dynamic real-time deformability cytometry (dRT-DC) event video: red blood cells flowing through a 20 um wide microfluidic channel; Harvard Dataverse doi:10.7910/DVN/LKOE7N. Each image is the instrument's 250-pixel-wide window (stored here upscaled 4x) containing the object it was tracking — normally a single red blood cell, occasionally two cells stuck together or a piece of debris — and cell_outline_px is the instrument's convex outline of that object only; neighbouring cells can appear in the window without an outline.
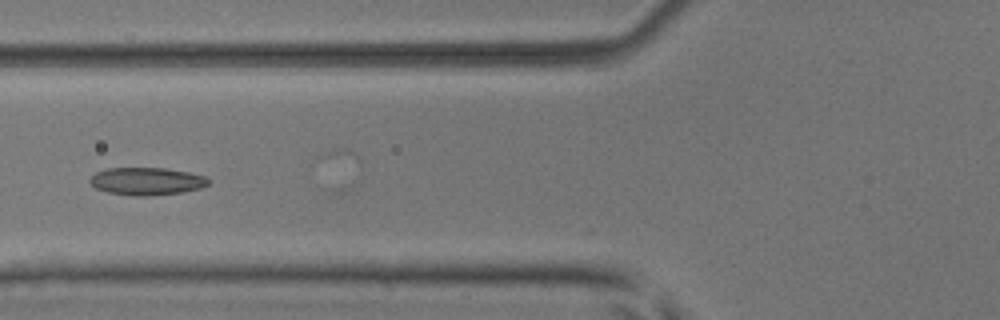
{"species": "common noctule bat (a hibernating species)", "species_latin": "Nyctalus noctula", "temperature_condition": "room temperature", "stored_images_in_passage": 10, "camera_frame_rate_fps": 3000, "um_per_image_px": 0.085, "animal": {"sex": "male", "body_mass_g": 17.9, "forearm_length_mm": 54.2}, "frame": {"image": 1, "passage_image": 6, "time_ms": 1.667, "image_size_px": [1000, 320], "cell_outline_px": [[212, 180], [208, 184], [200, 188], [184, 192], [148, 196], [132, 196], [108, 192], [96, 188], [88, 180], [96, 172], [108, 168], [168, 168], [188, 172], [204, 176]], "centroid_in_image_um": [12.49, 15.41], "position_along_channel_um": 113.3, "area_um2": 19.13}}
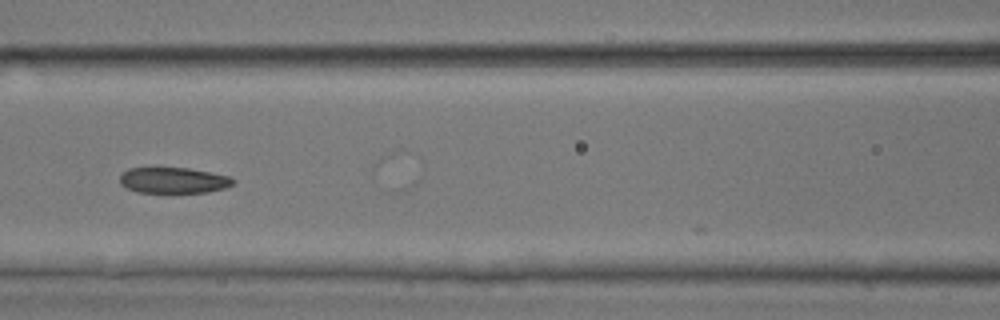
{"frame": {"image": 2, "passage_image": 9, "time_ms": 2.667, "image_size_px": [1000, 320], "cell_outline_px": [[236, 180], [232, 184], [224, 188], [208, 192], [136, 192], [120, 184], [120, 176], [128, 168], [188, 168], [228, 176]], "centroid_in_image_um": [14.73, 15.33], "position_along_channel_um": 151.9, "area_um2": 16.82}}